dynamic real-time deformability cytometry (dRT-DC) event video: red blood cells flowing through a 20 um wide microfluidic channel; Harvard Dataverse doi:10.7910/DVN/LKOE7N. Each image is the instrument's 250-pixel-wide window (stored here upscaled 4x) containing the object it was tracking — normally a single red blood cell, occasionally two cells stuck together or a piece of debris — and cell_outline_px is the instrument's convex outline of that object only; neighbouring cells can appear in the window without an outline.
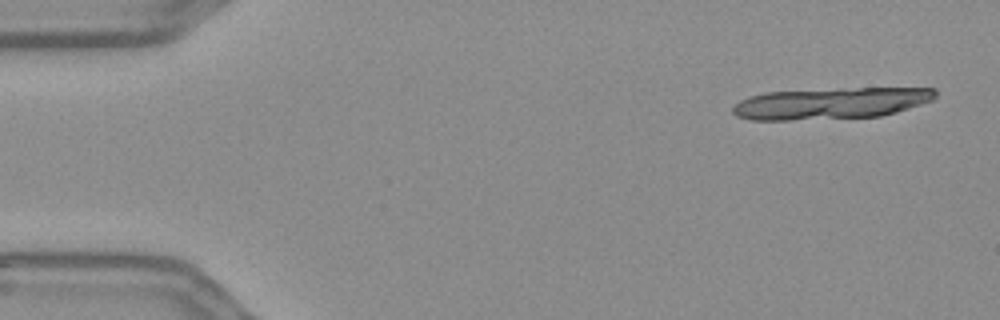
{"species": "Egyptian fruit bat (a non-hibernating species)", "species_latin": "Rousettus aegyptiacus", "temperature_condition": "warm", "stored_images_in_passage": 18, "camera_frame_rate_fps": 3000, "um_per_image_px": 0.085, "frame": {"image": 1, "passage_image": 1, "time_ms": 0.0, "image_size_px": [1000, 320], "cell_outline_px": [[936, 96], [932, 100], [896, 112], [880, 116], [788, 120], [748, 120], [736, 116], [732, 112], [732, 108], [740, 100], [748, 96], [764, 92], [840, 88], [936, 88]], "centroid_in_image_um": [70.57, 8.77], "position_along_channel_um": 14.4, "area_um2": 37.22}}
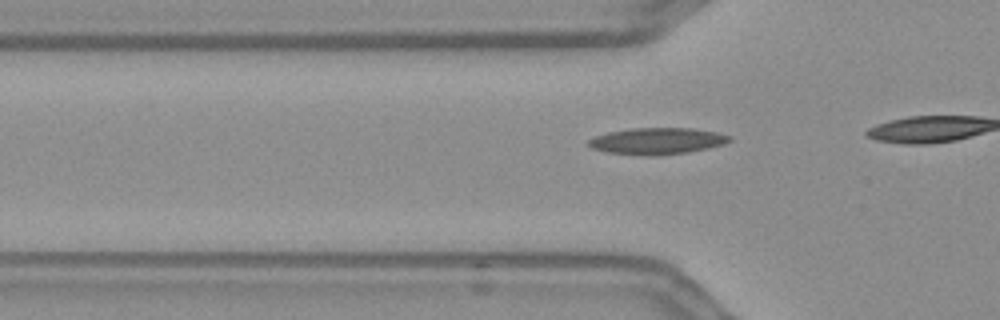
{"frame": {"image": 2, "passage_image": 13, "time_ms": 4.0, "image_size_px": [1000, 320], "cell_outline_px": [[732, 140], [724, 144], [708, 148], [688, 152], [652, 156], [608, 152], [592, 148], [584, 144], [588, 140], [596, 136], [608, 132], [632, 128], [692, 128], [716, 132], [732, 136]], "centroid_in_image_um": [55.86, 11.98], "position_along_channel_um": 69.9, "area_um2": 21.79}}
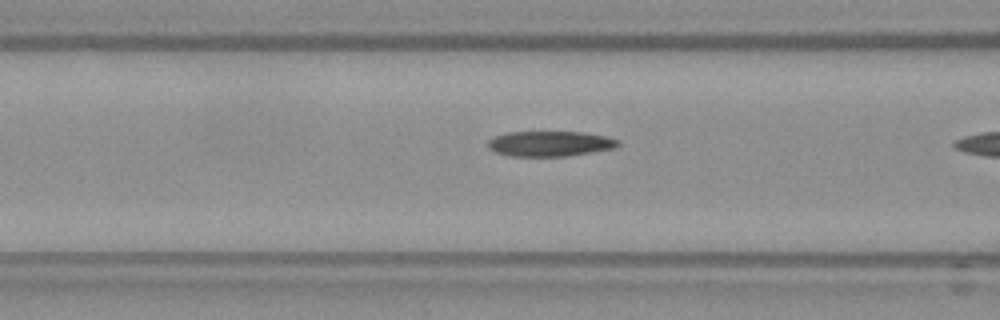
{"frame": {"image": 3, "passage_image": 17, "time_ms": 5.333, "image_size_px": [1000, 320], "cell_outline_px": [[620, 144], [616, 148], [568, 156], [508, 156], [496, 152], [488, 148], [488, 140], [496, 136], [508, 132], [580, 132], [608, 136], [620, 140]], "centroid_in_image_um": [46.78, 12.21], "position_along_channel_um": 119.8, "area_um2": 19.25}}